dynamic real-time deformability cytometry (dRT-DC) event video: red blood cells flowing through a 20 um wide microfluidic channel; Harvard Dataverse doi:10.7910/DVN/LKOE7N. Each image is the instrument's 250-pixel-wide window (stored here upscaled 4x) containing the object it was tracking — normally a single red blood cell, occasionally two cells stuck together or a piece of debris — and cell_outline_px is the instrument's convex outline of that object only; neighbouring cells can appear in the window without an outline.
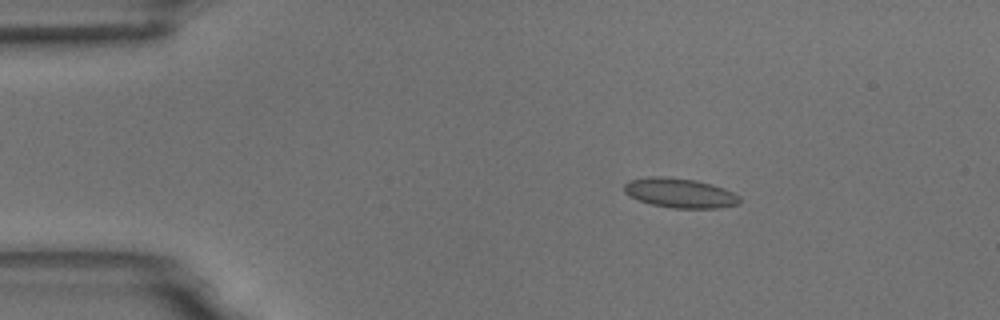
{"species": "common noctule bat (a hibernating species)", "species_latin": "Nyctalus noctula", "temperature_condition": "room temperature", "stored_images_in_passage": 7, "camera_frame_rate_fps": 3000, "um_per_image_px": 0.085, "animal": {"sex": "male", "body_mass_g": 18.8}, "frame": {"image": 1, "passage_image": 2, "time_ms": 1.0, "image_size_px": [1000, 320], "cell_outline_px": [[740, 204], [720, 208], [672, 208], [652, 204], [628, 196], [624, 192], [624, 184], [628, 180], [648, 176], [664, 176], [696, 180], [712, 184], [724, 188], [740, 196]], "centroid_in_image_um": [57.79, 16.4], "position_along_channel_um": 27.2, "area_um2": 20.11}}
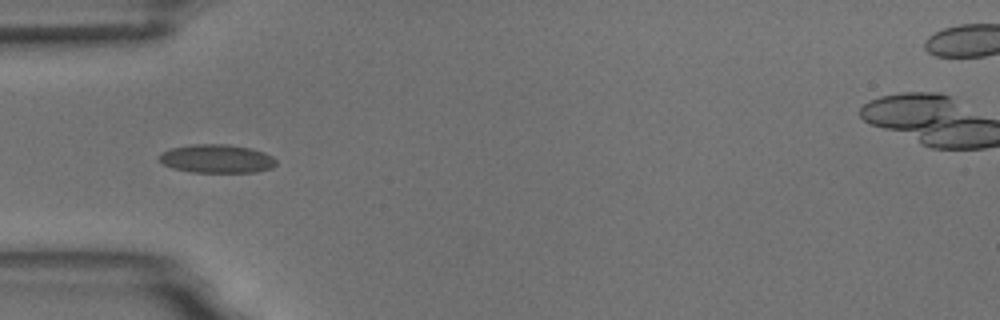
{"frame": {"image": 2, "passage_image": 4, "time_ms": 3.667, "image_size_px": [1000, 320], "cell_outline_px": [[276, 164], [272, 168], [256, 172], [192, 172], [172, 168], [164, 164], [156, 156], [172, 148], [192, 144], [228, 144], [252, 148], [264, 152], [272, 156], [276, 160]], "centroid_in_image_um": [18.44, 13.49], "position_along_channel_um": 66.6, "area_um2": 19.48}}